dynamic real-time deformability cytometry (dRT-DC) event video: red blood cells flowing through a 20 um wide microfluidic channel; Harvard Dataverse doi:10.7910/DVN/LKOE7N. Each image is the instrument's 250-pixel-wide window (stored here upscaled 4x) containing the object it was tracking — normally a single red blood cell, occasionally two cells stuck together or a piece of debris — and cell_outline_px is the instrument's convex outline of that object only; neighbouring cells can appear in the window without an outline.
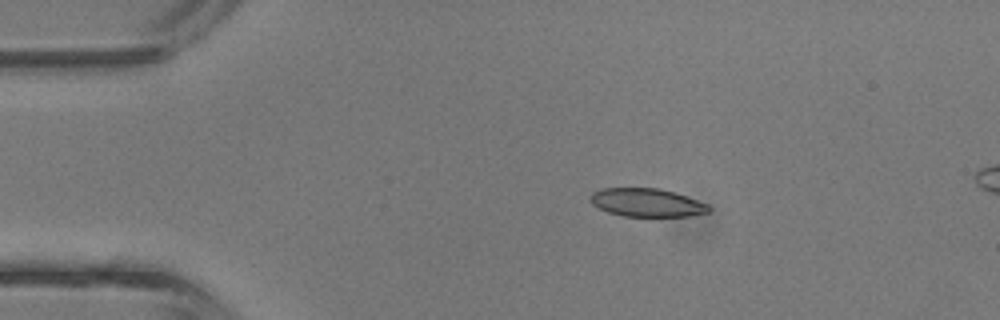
{"species": "common noctule bat (a hibernating species)", "species_latin": "Nyctalus noctula", "temperature_condition": "room temperature", "stored_images_in_passage": 13, "camera_frame_rate_fps": 3000, "um_per_image_px": 0.085, "animal": {"sex": "male", "body_mass_g": 13.3}, "frame": {"image": 1, "passage_image": 8, "time_ms": 2.333, "image_size_px": [1000, 320], "cell_outline_px": [[696, 212], [676, 216], [632, 216], [616, 212], [604, 208], [616, 188], [644, 188], [668, 192], [692, 200], [696, 204]], "centroid_in_image_um": [55.17, 17.26], "position_along_channel_um": 29.8, "area_um2": 14.57}}